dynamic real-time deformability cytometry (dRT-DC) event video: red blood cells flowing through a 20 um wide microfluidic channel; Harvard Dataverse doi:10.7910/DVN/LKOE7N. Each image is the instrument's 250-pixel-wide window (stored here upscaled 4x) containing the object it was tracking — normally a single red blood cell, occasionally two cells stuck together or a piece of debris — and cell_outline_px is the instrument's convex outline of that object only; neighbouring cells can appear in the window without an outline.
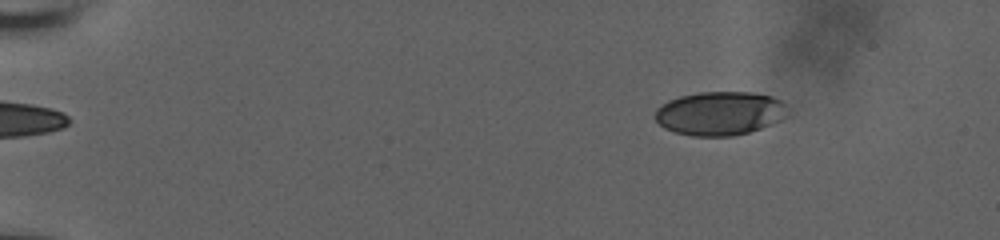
{"species": "human", "species_latin": "Homo sapiens", "temperature_condition": "room temperature", "stored_images_in_passage": 25, "camera_frame_rate_fps": 3000, "um_per_image_px": 0.085, "donor": {"sex": "male"}, "frame": {"image": 1, "passage_image": 9, "time_ms": 2.667, "image_size_px": [1000, 240], "cell_outline_px": [[784, 116], [780, 120], [760, 128], [748, 132], [732, 136], [692, 136], [676, 132], [664, 128], [656, 120], [656, 108], [668, 100], [680, 96], [700, 92], [752, 92], [772, 96], [780, 100], [784, 104]], "centroid_in_image_um": [61.14, 9.63], "position_along_channel_um": 23.9, "area_um2": 33.47}}
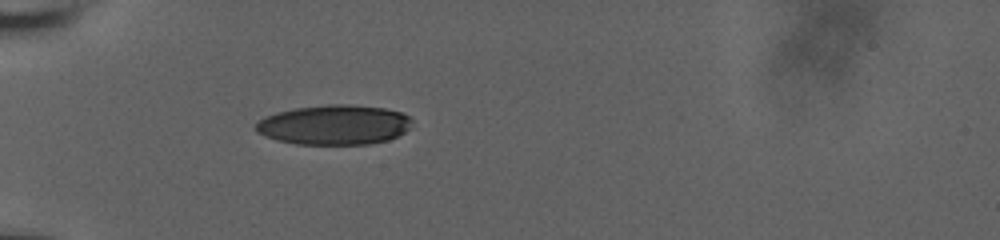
{"frame": {"image": 2, "passage_image": 20, "time_ms": 6.333, "image_size_px": [1000, 240], "cell_outline_px": [[412, 120], [408, 128], [404, 132], [388, 140], [368, 144], [296, 144], [276, 140], [256, 132], [256, 124], [264, 116], [276, 112], [296, 108], [328, 104], [348, 104], [384, 108], [400, 112], [408, 116]], "centroid_in_image_um": [28.38, 10.61], "position_along_channel_um": 56.6, "area_um2": 36.13}}
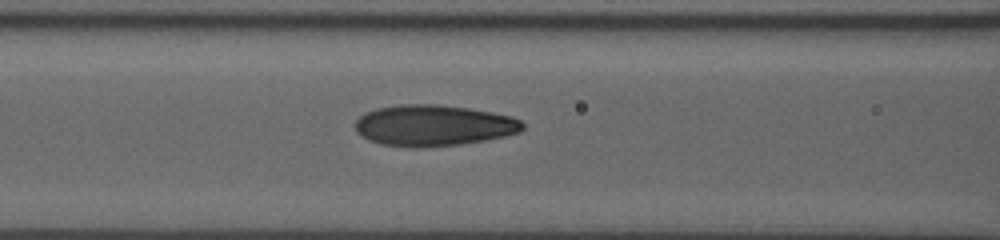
{"frame": {"image": 3, "passage_image": 25, "time_ms": 8.0, "image_size_px": [1000, 240], "cell_outline_px": [[524, 128], [520, 132], [504, 136], [484, 140], [460, 144], [424, 148], [412, 148], [380, 144], [368, 140], [360, 136], [356, 132], [356, 120], [364, 112], [376, 108], [400, 104], [436, 104], [468, 108], [492, 112], [512, 116], [520, 120], [524, 124]], "centroid_in_image_um": [36.82, 10.67], "position_along_channel_um": 129.8, "area_um2": 40.46}}